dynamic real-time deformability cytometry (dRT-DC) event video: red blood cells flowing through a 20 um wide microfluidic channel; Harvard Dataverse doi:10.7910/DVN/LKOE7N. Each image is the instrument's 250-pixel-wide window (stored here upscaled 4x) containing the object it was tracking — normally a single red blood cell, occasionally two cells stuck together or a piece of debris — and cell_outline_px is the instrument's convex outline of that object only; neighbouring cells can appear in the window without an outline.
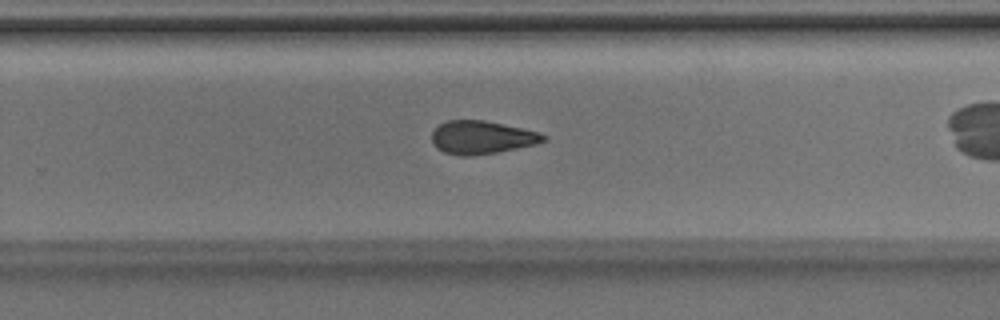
{"species": "Egyptian fruit bat (a non-hibernating species)", "species_latin": "Rousettus aegyptiacus", "temperature_condition": "room temperature", "stored_images_in_passage": 27, "camera_frame_rate_fps": 3000, "um_per_image_px": 0.085, "animal": {"sex": "male"}, "frame": {"image": 1, "passage_image": 20, "time_ms": 6.333, "image_size_px": [1000, 320], "cell_outline_px": [[548, 140], [536, 144], [496, 152], [468, 156], [460, 156], [444, 152], [436, 148], [432, 144], [432, 132], [440, 124], [448, 120], [484, 120], [540, 132], [548, 136]], "centroid_in_image_um": [40.96, 11.68], "position_along_channel_um": 288.8, "area_um2": 21.56}}
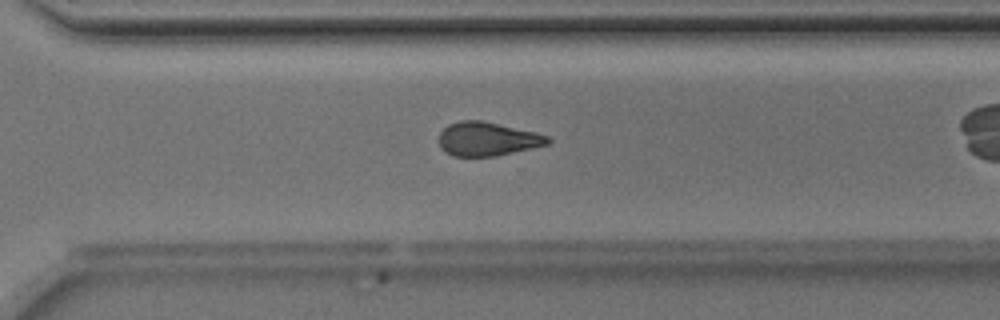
{"frame": {"image": 2, "passage_image": 23, "time_ms": 7.333, "image_size_px": [1000, 320], "cell_outline_px": [[552, 140], [548, 144], [532, 148], [496, 156], [452, 156], [444, 152], [440, 148], [440, 132], [448, 124], [460, 120], [480, 120], [536, 132], [548, 136]], "centroid_in_image_um": [41.42, 11.81], "position_along_channel_um": 329.2, "area_um2": 21.44}}